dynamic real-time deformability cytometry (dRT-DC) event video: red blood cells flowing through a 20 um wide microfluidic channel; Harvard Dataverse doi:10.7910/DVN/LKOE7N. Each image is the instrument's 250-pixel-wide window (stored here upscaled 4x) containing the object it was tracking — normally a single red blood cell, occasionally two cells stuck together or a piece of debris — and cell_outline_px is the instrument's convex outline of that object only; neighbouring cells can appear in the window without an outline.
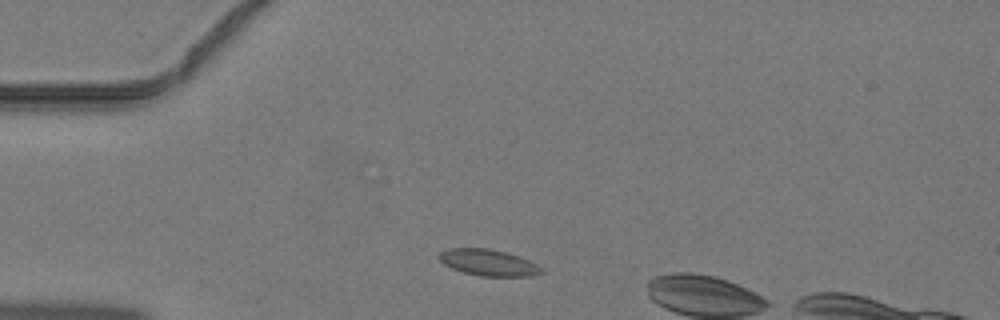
{"species": "common noctule bat (a hibernating species)", "species_latin": "Nyctalus noctula", "temperature_condition": "warm", "stored_images_in_passage": 3, "camera_frame_rate_fps": 3000, "um_per_image_px": 0.085, "animal": {"sex": "male", "body_mass_g": 19.2, "forearm_length_mm": 51.8}, "frame": {"image": 1, "passage_image": 1, "time_ms": 0.0, "image_size_px": [1000, 320], "cell_outline_px": [[544, 272], [532, 276], [480, 276], [464, 272], [452, 268], [444, 264], [436, 256], [440, 252], [448, 248], [488, 248], [504, 252], [528, 260], [544, 268]], "centroid_in_image_um": [41.5, 22.32], "position_along_channel_um": 43.5, "area_um2": 15.66}}